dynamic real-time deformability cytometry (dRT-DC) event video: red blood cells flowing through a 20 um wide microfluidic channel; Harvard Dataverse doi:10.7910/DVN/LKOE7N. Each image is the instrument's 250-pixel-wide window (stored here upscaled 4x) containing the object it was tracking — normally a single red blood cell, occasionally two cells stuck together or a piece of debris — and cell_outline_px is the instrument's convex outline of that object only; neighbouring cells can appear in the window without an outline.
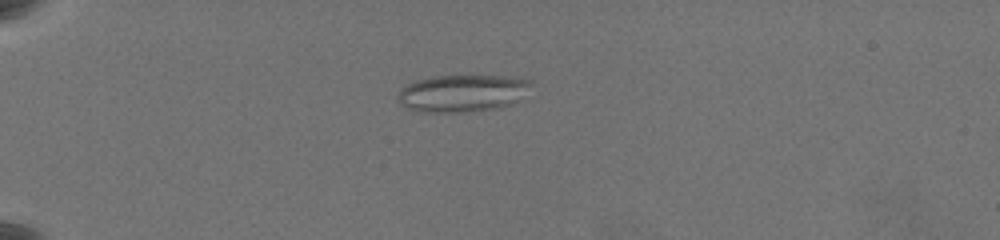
{"species": "common noctule bat (a hibernating species)", "species_latin": "Nyctalus noctula", "temperature_condition": "warm", "stored_images_in_passage": 64, "camera_frame_rate_fps": 3000, "um_per_image_px": 0.085, "animal": {"sex": "female", "body_mass_g": 19.5, "forearm_length_mm": 54.1}, "frame": {"image": 1, "passage_image": 20, "time_ms": 6.333, "image_size_px": [1000, 240], "cell_outline_px": [[532, 84], [520, 100], [512, 104], [500, 108], [456, 112], [428, 112], [408, 108], [400, 104], [396, 96], [400, 88], [416, 80], [432, 76], [504, 76], [532, 80]], "centroid_in_image_um": [39.3, 7.92], "position_along_channel_um": 45.7, "area_um2": 28.9}}
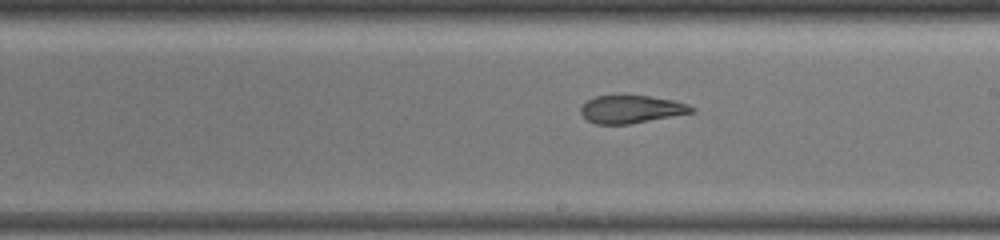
{"frame": {"image": 2, "passage_image": 40, "time_ms": 13.0, "image_size_px": [1000, 240], "cell_outline_px": [[696, 112], [628, 124], [596, 124], [588, 120], [580, 112], [580, 108], [588, 100], [596, 96], [648, 96], [672, 100], [688, 104], [696, 108]], "centroid_in_image_um": [53.69, 9.29], "position_along_channel_um": 235.3, "area_um2": 17.74}}
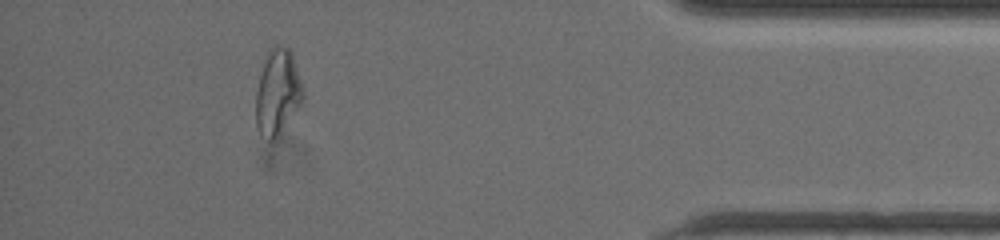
{"frame": {"image": 3, "passage_image": 58, "time_ms": 19.0, "image_size_px": [1000, 240], "cell_outline_px": [[304, 96], [272, 164], [268, 168], [264, 164], [256, 124], [256, 92], [260, 76], [268, 48], [276, 44], [288, 48], [292, 52], [304, 92]], "centroid_in_image_um": [23.53, 8.5], "position_along_channel_um": 411.7, "area_um2": 27.63}, "authors_computed_cell_mechanics": {"area_um2": 19.8832, "velocity_mm_per_s": 3.5717, "shape_relaxation_time_tau1_ms": null, "shape_relaxation_time_tau2_ms": 2.4264, "deformation_change_tau1": null, "deformation_change_tau2": 0.1167}}